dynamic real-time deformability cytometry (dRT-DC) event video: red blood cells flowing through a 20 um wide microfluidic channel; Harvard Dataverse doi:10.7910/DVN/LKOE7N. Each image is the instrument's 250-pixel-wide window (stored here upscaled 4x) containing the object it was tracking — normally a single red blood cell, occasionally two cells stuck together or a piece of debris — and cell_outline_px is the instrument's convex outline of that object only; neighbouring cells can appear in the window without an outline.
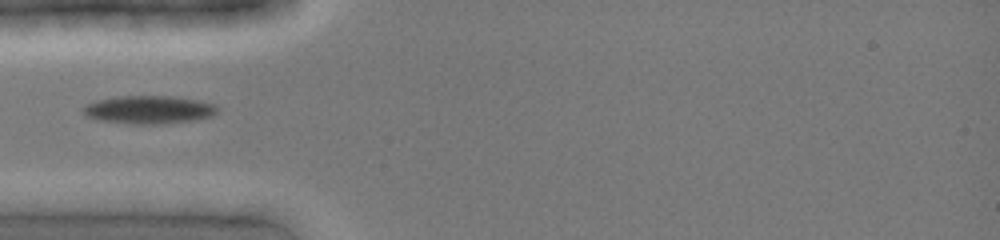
{"species": "common noctule bat (a hibernating species)", "species_latin": "Nyctalus noctula", "temperature_condition": "cold", "stored_images_in_passage": 2, "camera_frame_rate_fps": 3000, "um_per_image_px": 0.085, "animal": {"sex": "female", "body_mass_g": 19.0, "forearm_length_mm": 51.5}, "frame": {"image": 1, "passage_image": 1, "time_ms": 0.0, "image_size_px": [1000, 240], "cell_outline_px": [[220, 108], [212, 116], [196, 120], [164, 124], [136, 124], [100, 120], [84, 116], [80, 112], [80, 108], [84, 104], [96, 100], [120, 96], [172, 96], [196, 100], [216, 104]], "centroid_in_image_um": [12.62, 9.33], "position_along_channel_um": 72.4, "area_um2": 22.31}}